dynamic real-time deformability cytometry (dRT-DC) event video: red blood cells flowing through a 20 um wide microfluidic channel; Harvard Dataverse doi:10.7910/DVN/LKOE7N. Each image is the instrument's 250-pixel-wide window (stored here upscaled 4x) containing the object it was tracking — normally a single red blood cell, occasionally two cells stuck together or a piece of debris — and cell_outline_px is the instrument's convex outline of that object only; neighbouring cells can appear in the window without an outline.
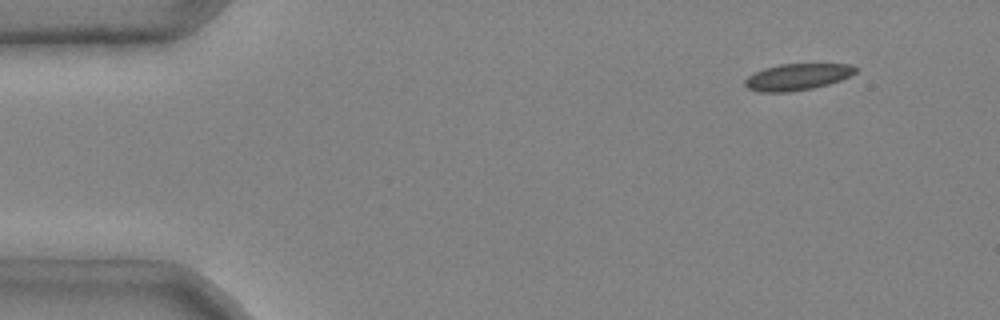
{"species": "common noctule bat (a hibernating species)", "species_latin": "Nyctalus noctula", "temperature_condition": "cold", "stored_images_in_passage": 2, "camera_frame_rate_fps": 3000, "um_per_image_px": 0.085, "animal": {"sex": "male", "body_mass_g": 20.4}, "frame": {"image": 1, "passage_image": 2, "time_ms": 0.333, "image_size_px": [1000, 320], "cell_outline_px": [[860, 68], [856, 72], [840, 80], [828, 84], [812, 88], [788, 92], [760, 92], [748, 88], [744, 84], [744, 80], [748, 76], [764, 68], [780, 64], [852, 64]], "centroid_in_image_um": [67.78, 6.53], "position_along_channel_um": 17.2, "area_um2": 17.05}}